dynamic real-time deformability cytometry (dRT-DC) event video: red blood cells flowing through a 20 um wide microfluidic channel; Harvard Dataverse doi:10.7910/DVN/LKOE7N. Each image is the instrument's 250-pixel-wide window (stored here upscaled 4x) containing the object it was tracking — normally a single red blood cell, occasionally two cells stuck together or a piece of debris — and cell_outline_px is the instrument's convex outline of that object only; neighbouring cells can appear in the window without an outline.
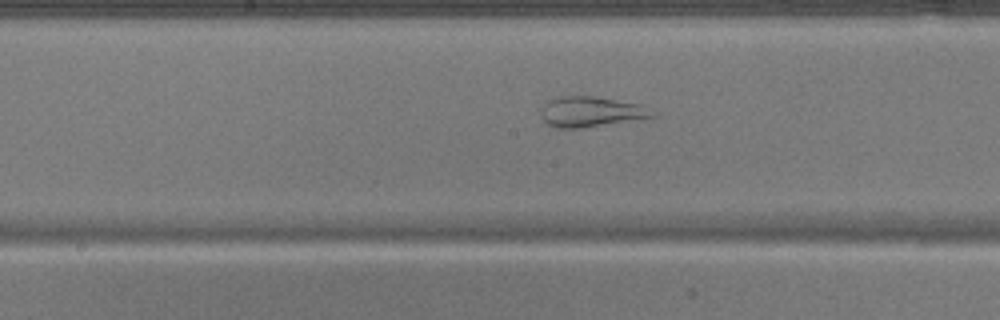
{"species": "common noctule bat (a hibernating species)", "species_latin": "Nyctalus noctula", "temperature_condition": "warm", "stored_images_in_passage": 40, "camera_frame_rate_fps": 3000, "um_per_image_px": 0.085, "animal": {"sex": "male", "body_mass_g": 17.9}, "frame": {"image": 1, "passage_image": 16, "time_ms": 5.0, "image_size_px": [1000, 320], "cell_outline_px": [[656, 116], [580, 128], [556, 128], [548, 124], [544, 120], [540, 112], [544, 100], [560, 96], [596, 96], [640, 104], [656, 112]], "centroid_in_image_um": [50.18, 9.48], "position_along_channel_um": 198.0, "area_um2": 19.71}}
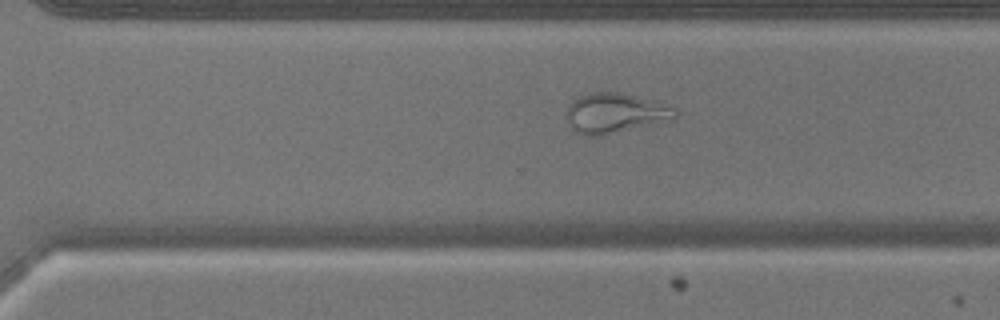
{"frame": {"image": 2, "passage_image": 25, "time_ms": 8.0, "image_size_px": [1000, 320], "cell_outline_px": [[676, 120], [592, 136], [588, 136], [576, 132], [572, 128], [564, 116], [564, 112], [568, 104], [572, 100], [580, 96], [592, 92], [616, 92], [656, 100], [672, 108], [676, 112]], "centroid_in_image_um": [52.25, 9.6], "position_along_channel_um": 318.4, "area_um2": 25.26}}
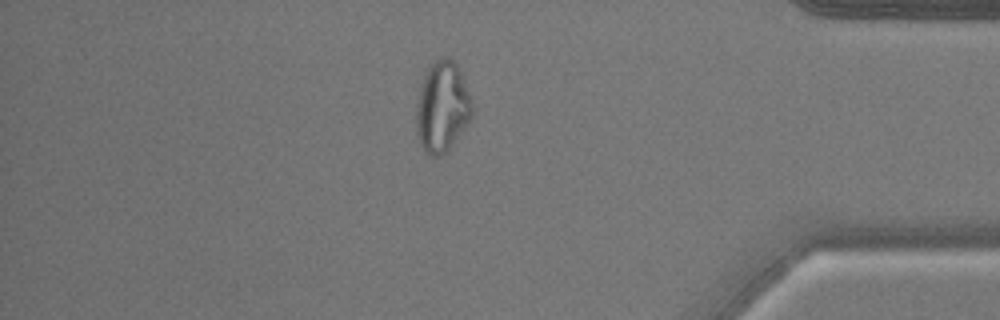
{"frame": {"image": 3, "passage_image": 33, "time_ms": 10.667, "image_size_px": [1000, 320], "cell_outline_px": [[476, 108], [472, 116], [448, 152], [440, 156], [432, 156], [424, 152], [416, 136], [416, 104], [424, 76], [428, 68], [436, 60], [444, 56], [448, 56], [456, 64]], "centroid_in_image_um": [37.59, 9.14], "position_along_channel_um": 397.6, "area_um2": 29.77}}